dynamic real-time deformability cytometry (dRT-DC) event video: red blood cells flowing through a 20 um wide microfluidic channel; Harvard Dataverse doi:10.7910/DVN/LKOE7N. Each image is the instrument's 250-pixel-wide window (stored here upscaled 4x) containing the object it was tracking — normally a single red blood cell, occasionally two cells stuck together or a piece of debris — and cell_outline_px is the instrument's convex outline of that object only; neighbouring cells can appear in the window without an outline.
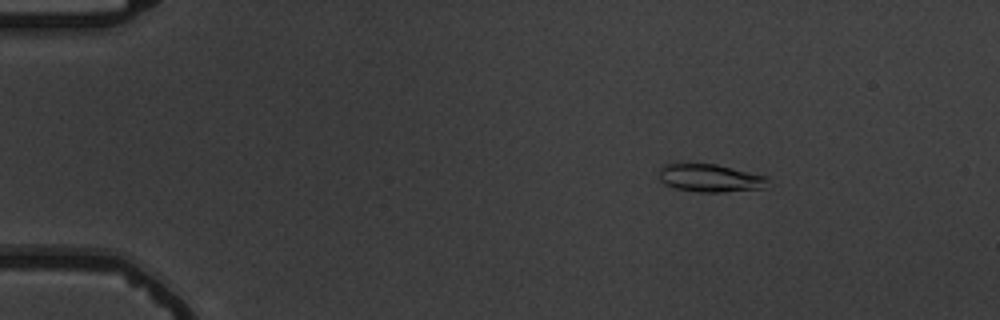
{"species": "common noctule bat (a hibernating species)", "species_latin": "Nyctalus noctula", "temperature_condition": "warm", "stored_images_in_passage": 5, "camera_frame_rate_fps": 3000, "um_per_image_px": 0.085, "animal": {"sex": "male", "body_mass_g": 19.5, "forearm_length_mm": 54.6}, "frame": {"image": 1, "passage_image": 3, "time_ms": 2.333, "image_size_px": [1000, 320], "cell_outline_px": [[768, 188], [724, 192], [700, 192], [676, 188], [664, 184], [660, 180], [660, 168], [664, 164], [716, 164], [768, 176]], "centroid_in_image_um": [60.42, 15.14], "position_along_channel_um": 24.6, "area_um2": 17.74}}